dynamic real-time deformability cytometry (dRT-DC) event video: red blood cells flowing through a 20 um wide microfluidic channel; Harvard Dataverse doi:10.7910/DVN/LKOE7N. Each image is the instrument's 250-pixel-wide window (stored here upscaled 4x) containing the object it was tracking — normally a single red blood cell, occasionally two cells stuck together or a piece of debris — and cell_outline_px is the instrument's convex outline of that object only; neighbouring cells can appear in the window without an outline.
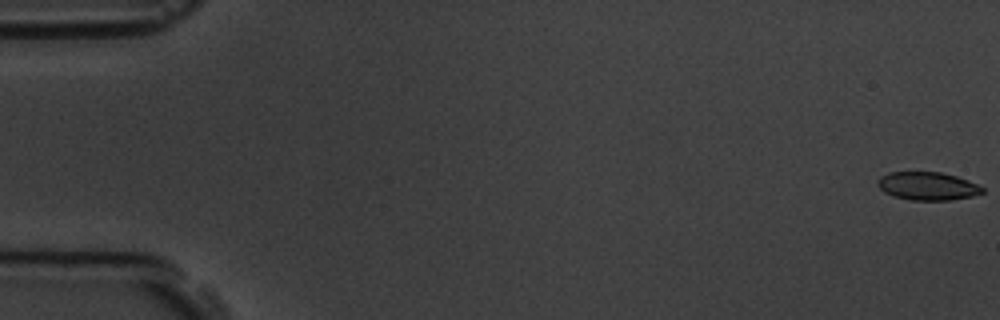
{"species": "common noctule bat (a hibernating species)", "species_latin": "Nyctalus noctula", "temperature_condition": "room temperature", "stored_images_in_passage": 5, "camera_frame_rate_fps": 3000, "um_per_image_px": 0.085, "animal": {"sex": "male", "body_mass_g": 19.5, "forearm_length_mm": 54.6}, "frame": {"image": 1, "passage_image": 1, "time_ms": 0.0, "image_size_px": [1000, 320], "cell_outline_px": [[984, 192], [972, 196], [948, 200], [912, 200], [892, 196], [884, 192], [876, 184], [876, 180], [880, 176], [888, 172], [940, 172], [956, 176], [968, 180], [984, 188]], "centroid_in_image_um": [78.8, 15.81], "position_along_channel_um": 6.2, "area_um2": 17.22}}
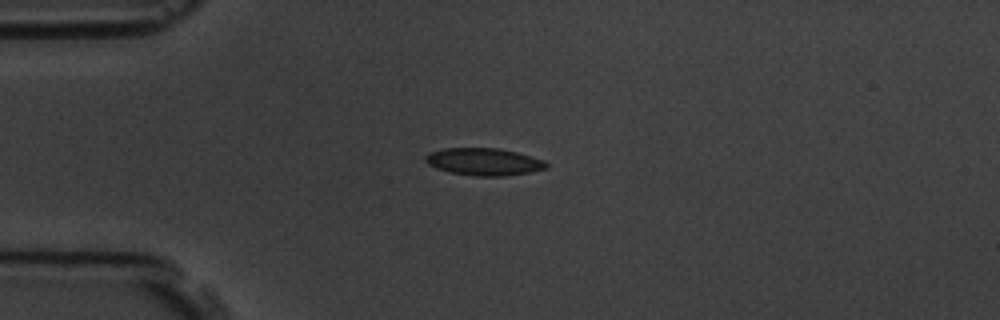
{"frame": {"image": 2, "passage_image": 5, "time_ms": 4.667, "image_size_px": [1000, 320], "cell_outline_px": [[548, 168], [528, 172], [504, 176], [476, 176], [452, 172], [436, 168], [428, 164], [424, 160], [424, 156], [432, 152], [444, 148], [496, 148], [516, 152], [544, 160], [548, 164]], "centroid_in_image_um": [41.13, 13.74], "position_along_channel_um": 43.9, "area_um2": 19.02}}